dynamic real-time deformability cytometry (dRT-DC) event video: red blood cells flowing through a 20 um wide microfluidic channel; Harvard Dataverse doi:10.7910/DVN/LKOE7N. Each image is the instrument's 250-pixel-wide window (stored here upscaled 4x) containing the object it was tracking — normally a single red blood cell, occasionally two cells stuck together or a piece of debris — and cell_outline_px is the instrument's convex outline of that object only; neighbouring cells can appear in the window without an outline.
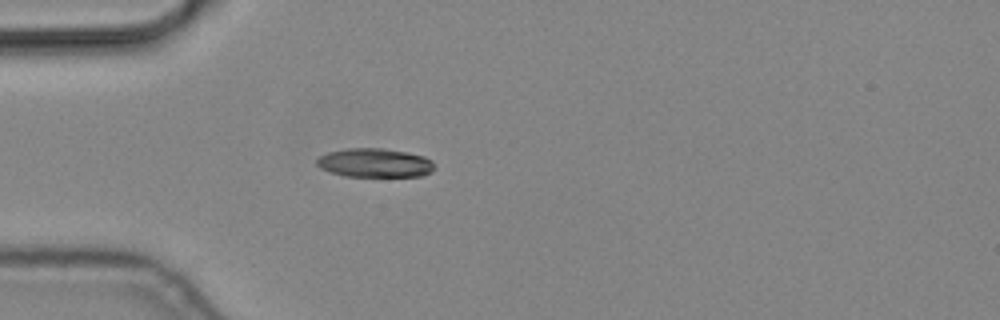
{"species": "common noctule bat (a hibernating species)", "species_latin": "Nyctalus noctula", "temperature_condition": "cold", "stored_images_in_passage": 3, "camera_frame_rate_fps": 3000, "um_per_image_px": 0.085, "animal": {"sex": "male", "body_mass_g": 19.2, "forearm_length_mm": 51.8}, "frame": {"image": 1, "passage_image": 3, "time_ms": 0.667, "image_size_px": [1000, 320], "cell_outline_px": [[436, 168], [432, 172], [420, 176], [344, 176], [320, 168], [316, 164], [316, 160], [320, 156], [328, 152], [348, 148], [384, 148], [408, 152], [424, 156], [432, 160]], "centroid_in_image_um": [31.89, 13.84], "position_along_channel_um": 53.1, "area_um2": 19.94}}